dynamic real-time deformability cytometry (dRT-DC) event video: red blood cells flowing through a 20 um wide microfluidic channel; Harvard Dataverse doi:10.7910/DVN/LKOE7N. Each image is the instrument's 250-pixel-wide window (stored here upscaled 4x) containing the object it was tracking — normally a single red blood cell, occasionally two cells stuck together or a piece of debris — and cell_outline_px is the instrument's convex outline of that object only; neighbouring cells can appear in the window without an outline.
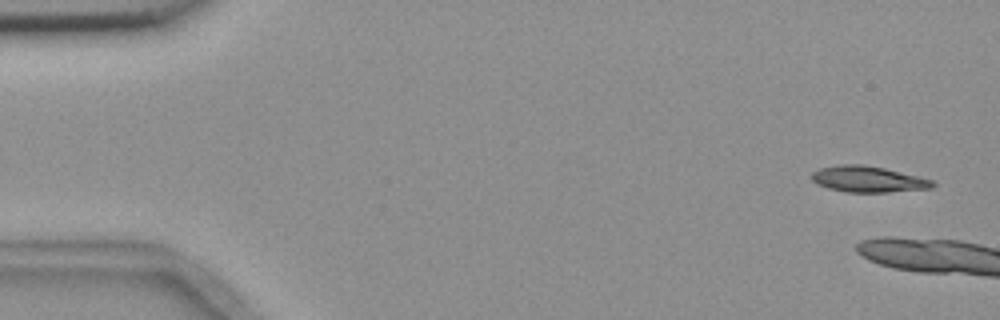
{"species": "common noctule bat (a hibernating species)", "species_latin": "Nyctalus noctula", "temperature_condition": "room temperature", "stored_images_in_passage": 3, "camera_frame_rate_fps": 3000, "um_per_image_px": 0.085, "animal": {"sex": "female", "body_mass_g": 18.4}, "frame": {"image": 1, "passage_image": 1, "time_ms": 0.0, "image_size_px": [1000, 320], "cell_outline_px": [[936, 184], [932, 188], [888, 192], [844, 192], [828, 188], [816, 184], [812, 180], [812, 172], [820, 168], [840, 164], [864, 164], [884, 168], [932, 180]], "centroid_in_image_um": [73.75, 15.23], "position_along_channel_um": 11.3, "area_um2": 18.32}}